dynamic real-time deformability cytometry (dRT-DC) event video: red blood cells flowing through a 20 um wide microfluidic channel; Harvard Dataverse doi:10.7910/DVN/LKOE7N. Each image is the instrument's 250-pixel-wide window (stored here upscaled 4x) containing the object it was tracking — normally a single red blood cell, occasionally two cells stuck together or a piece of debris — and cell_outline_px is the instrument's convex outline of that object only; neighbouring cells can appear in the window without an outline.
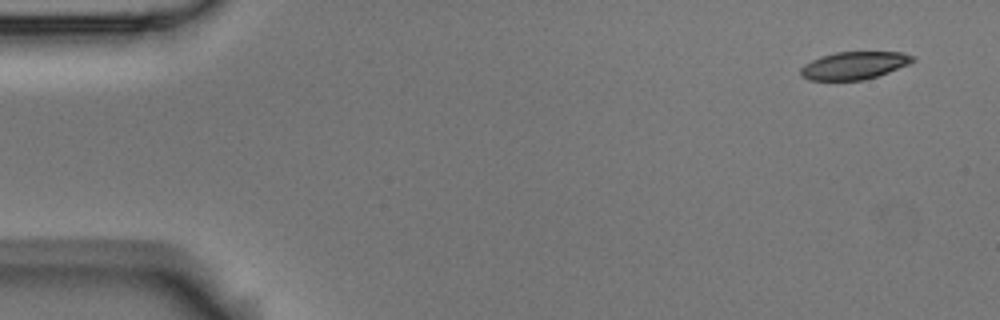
{"species": "Egyptian fruit bat (a non-hibernating species)", "species_latin": "Rousettus aegyptiacus", "temperature_condition": "room temperature", "stored_images_in_passage": 5, "camera_frame_rate_fps": 3000, "um_per_image_px": 0.085, "animal": {"sex": "male"}, "frame": {"image": 1, "passage_image": 1, "time_ms": 0.0, "image_size_px": [1000, 320], "cell_outline_px": [[916, 60], [908, 64], [888, 72], [864, 80], [808, 80], [800, 76], [800, 68], [804, 64], [812, 60], [836, 52], [900, 52], [916, 56]], "centroid_in_image_um": [72.6, 5.57], "position_along_channel_um": 12.4, "area_um2": 17.98}}
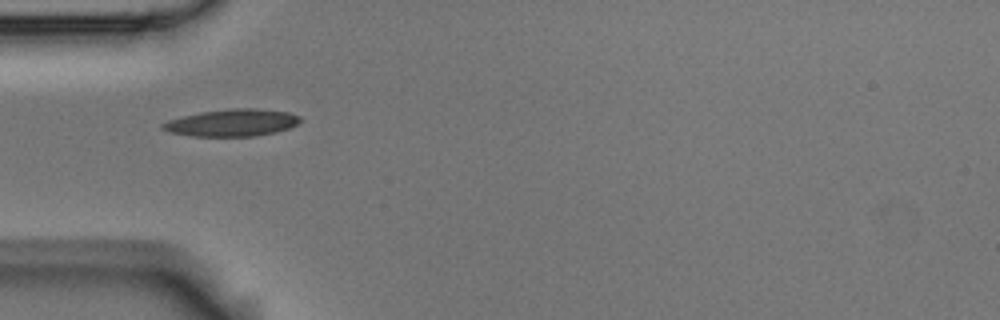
{"frame": {"image": 2, "passage_image": 5, "time_ms": 1.333, "image_size_px": [1000, 320], "cell_outline_px": [[300, 120], [292, 128], [276, 132], [256, 136], [192, 136], [168, 132], [160, 128], [160, 124], [168, 120], [200, 112], [232, 108], [252, 108], [288, 112], [300, 116]], "centroid_in_image_um": [19.71, 10.44], "position_along_channel_um": 65.3, "area_um2": 21.79}}